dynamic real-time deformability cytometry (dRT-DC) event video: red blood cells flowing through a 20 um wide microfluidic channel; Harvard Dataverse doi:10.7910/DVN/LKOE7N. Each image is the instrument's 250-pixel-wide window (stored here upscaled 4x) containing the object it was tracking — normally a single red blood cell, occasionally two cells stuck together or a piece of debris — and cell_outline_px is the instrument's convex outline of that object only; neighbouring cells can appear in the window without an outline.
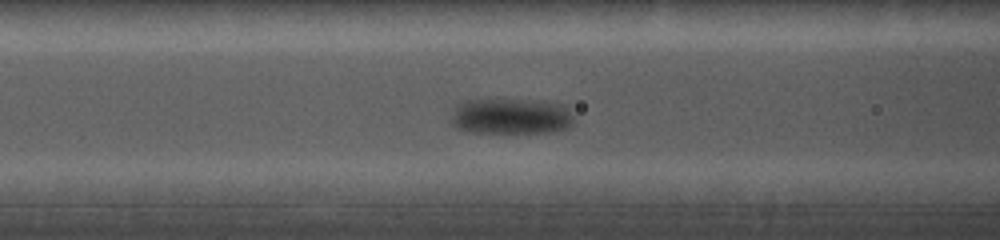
{"species": "common noctule bat (a hibernating species)", "species_latin": "Nyctalus noctula", "temperature_condition": "cold", "stored_images_in_passage": 24, "camera_frame_rate_fps": 5000, "um_per_image_px": 0.085, "animal": {"sex": "female", "body_mass_g": 19.0, "forearm_length_mm": 56.7}, "frame": {"image": 1, "passage_image": 17, "time_ms": 6.2, "image_size_px": [1000, 240], "cell_outline_px": [[572, 124], [568, 128], [548, 132], [472, 132], [456, 128], [452, 124], [452, 108], [456, 104], [464, 100], [544, 100], [568, 104], [572, 116]], "centroid_in_image_um": [43.46, 9.86], "position_along_channel_um": 123.1, "area_um2": 25.95}}
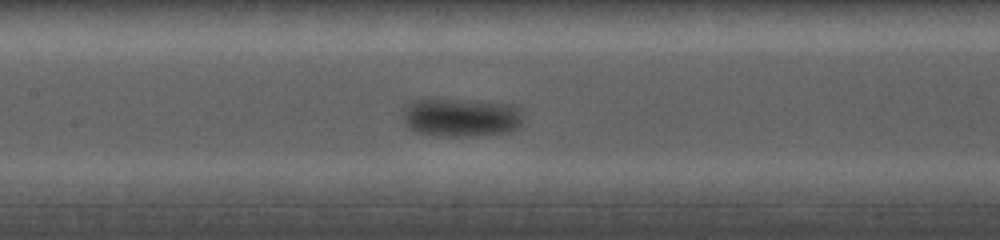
{"frame": {"image": 2, "passage_image": 21, "time_ms": 7.4, "image_size_px": [1000, 240], "cell_outline_px": [[524, 108], [520, 128], [508, 132], [472, 136], [440, 136], [416, 132], [408, 128], [404, 124], [404, 108], [412, 100], [452, 100], [512, 104]], "centroid_in_image_um": [39.24, 10.0], "position_along_channel_um": 168.2, "area_um2": 27.05}}